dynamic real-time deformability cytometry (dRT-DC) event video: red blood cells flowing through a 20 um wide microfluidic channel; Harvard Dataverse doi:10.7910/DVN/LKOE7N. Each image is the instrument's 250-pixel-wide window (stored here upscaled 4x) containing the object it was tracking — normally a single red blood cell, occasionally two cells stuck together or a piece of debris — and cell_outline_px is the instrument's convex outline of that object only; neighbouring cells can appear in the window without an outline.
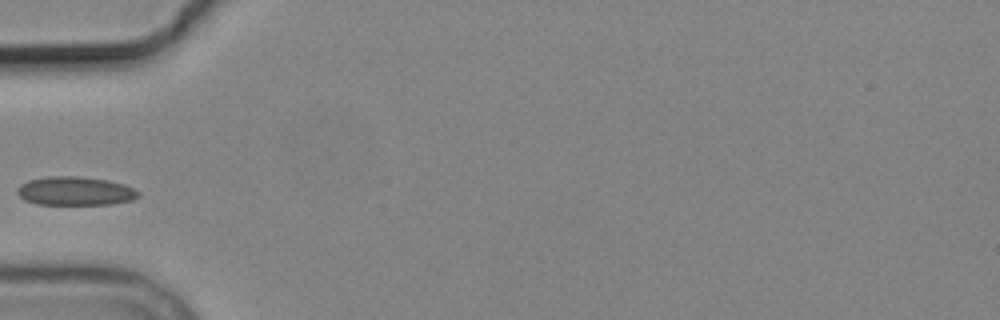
{"species": "common noctule bat (a hibernating species)", "species_latin": "Nyctalus noctula", "temperature_condition": "cold", "stored_images_in_passage": 5, "camera_frame_rate_fps": 3000, "um_per_image_px": 0.085, "animal": {"sex": "male", "body_mass_g": 19.2, "forearm_length_mm": 51.8}, "frame": {"image": 1, "passage_image": 2, "time_ms": 1.333, "image_size_px": [1000, 320], "cell_outline_px": [[140, 196], [132, 200], [112, 204], [36, 204], [24, 200], [16, 192], [16, 188], [20, 184], [28, 180], [48, 176], [76, 176], [108, 180], [124, 184], [140, 192]], "centroid_in_image_um": [6.37, 16.23], "position_along_channel_um": 78.6, "area_um2": 20.35}}
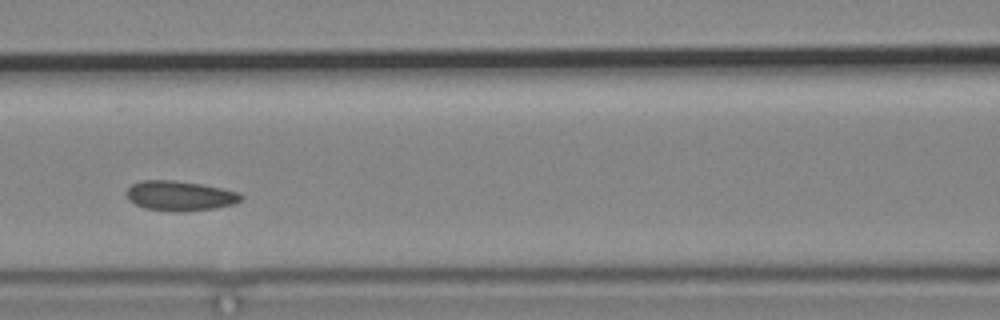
{"frame": {"image": 2, "passage_image": 4, "time_ms": 3.333, "image_size_px": [1000, 320], "cell_outline_px": [[244, 196], [240, 200], [232, 204], [212, 208], [184, 212], [176, 212], [144, 208], [128, 200], [128, 188], [132, 184], [140, 180], [172, 180], [200, 184], [220, 188], [236, 192]], "centroid_in_image_um": [15.25, 16.64], "position_along_channel_um": 151.4, "area_um2": 19.65}}
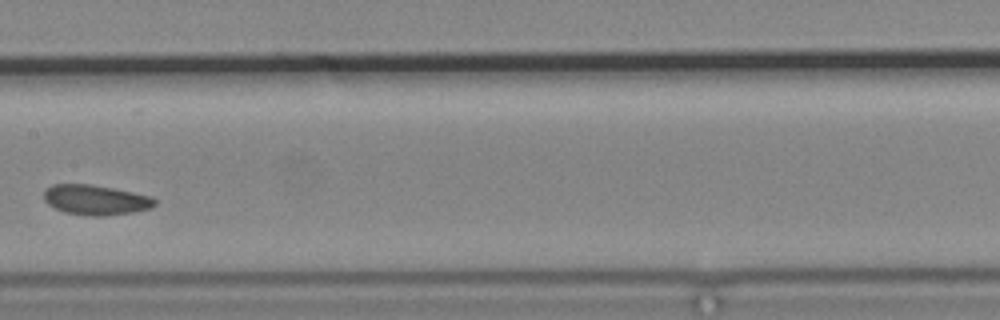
{"frame": {"image": 3, "passage_image": 5, "time_ms": 4.667, "image_size_px": [1000, 320], "cell_outline_px": [[156, 204], [152, 208], [132, 212], [104, 216], [88, 216], [64, 212], [48, 204], [44, 200], [44, 188], [52, 184], [88, 184], [112, 188], [152, 196], [156, 200]], "centroid_in_image_um": [8.12, 16.99], "position_along_channel_um": 199.3, "area_um2": 19.48}}